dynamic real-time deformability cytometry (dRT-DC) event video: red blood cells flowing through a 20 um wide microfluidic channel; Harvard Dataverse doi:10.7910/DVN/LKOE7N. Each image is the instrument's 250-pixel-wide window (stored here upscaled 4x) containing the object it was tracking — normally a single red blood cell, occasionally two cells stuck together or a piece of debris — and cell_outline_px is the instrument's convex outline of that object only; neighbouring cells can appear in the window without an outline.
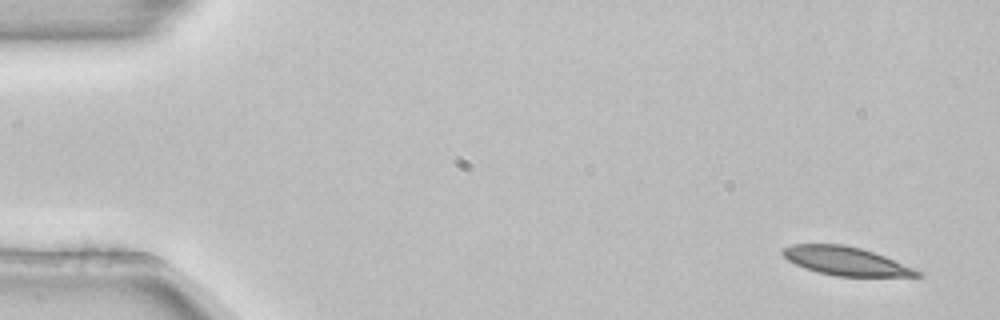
{"species": "common noctule bat (a hibernating species)", "species_latin": "Nyctalus noctula", "temperature_condition": "room temperature", "stored_images_in_passage": 4, "camera_frame_rate_fps": 3000, "um_per_image_px": 0.085, "animal": {"sex": "female", "body_mass_g": 22.7, "forearm_length_mm": 54.2}, "frame": {"image": 1, "passage_image": 1, "time_ms": 0.0, "image_size_px": [1000, 320], "cell_outline_px": [[920, 276], [836, 276], [816, 272], [804, 268], [788, 260], [780, 252], [784, 248], [792, 244], [844, 244], [860, 248], [884, 256], [912, 268], [920, 272]], "centroid_in_image_um": [71.81, 22.18], "position_along_channel_um": 13.2, "area_um2": 21.96}}
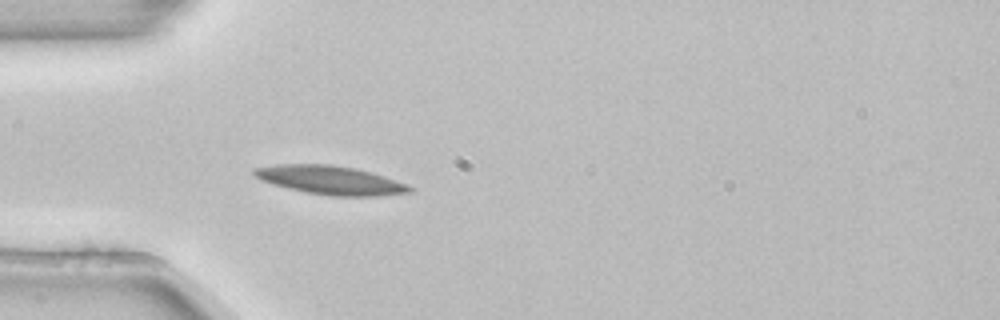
{"frame": {"image": 2, "passage_image": 4, "time_ms": 1.0, "image_size_px": [1000, 320], "cell_outline_px": [[412, 192], [380, 196], [332, 196], [308, 192], [288, 188], [272, 184], [260, 180], [252, 172], [252, 168], [276, 164], [332, 164], [372, 172], [408, 184], [412, 188]], "centroid_in_image_um": [28.08, 15.31], "position_along_channel_um": 56.9, "area_um2": 26.01}}